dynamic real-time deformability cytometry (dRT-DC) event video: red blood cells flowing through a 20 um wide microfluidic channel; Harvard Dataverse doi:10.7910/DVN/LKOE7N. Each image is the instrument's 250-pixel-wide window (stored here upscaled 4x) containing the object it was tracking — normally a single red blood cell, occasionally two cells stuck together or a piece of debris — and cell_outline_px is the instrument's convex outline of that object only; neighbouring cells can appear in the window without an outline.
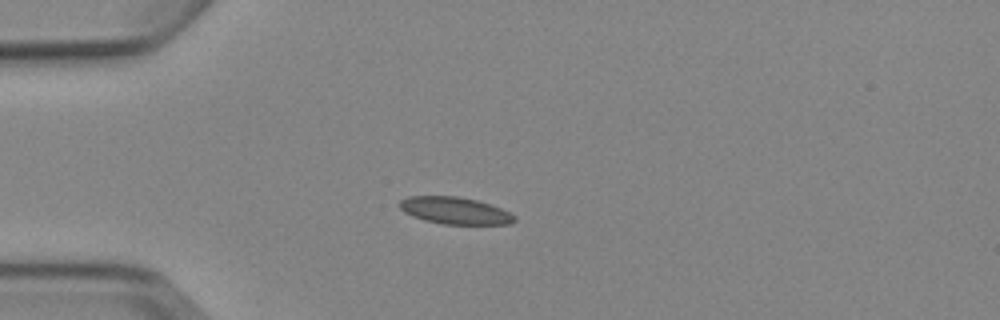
{"species": "Egyptian fruit bat (a non-hibernating species)", "species_latin": "Rousettus aegyptiacus", "temperature_condition": "cold", "stored_images_in_passage": 5, "camera_frame_rate_fps": 3000, "um_per_image_px": 0.085, "animal": {"sex": "female"}, "frame": {"image": 1, "passage_image": 4, "time_ms": 3.333, "image_size_px": [1000, 320], "cell_outline_px": [[516, 220], [512, 224], [444, 224], [424, 220], [412, 216], [404, 212], [400, 208], [400, 200], [408, 196], [456, 196], [476, 200], [500, 208], [516, 216]], "centroid_in_image_um": [38.66, 17.9], "position_along_channel_um": 46.3, "area_um2": 17.98}}